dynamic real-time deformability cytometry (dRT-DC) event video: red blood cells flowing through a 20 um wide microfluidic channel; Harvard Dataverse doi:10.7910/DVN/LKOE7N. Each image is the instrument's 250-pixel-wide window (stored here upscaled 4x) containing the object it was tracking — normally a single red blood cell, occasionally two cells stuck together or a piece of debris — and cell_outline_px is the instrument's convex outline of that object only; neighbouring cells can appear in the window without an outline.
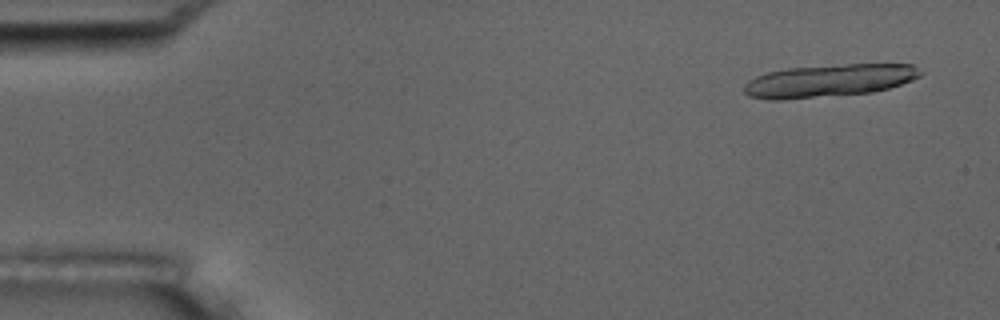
{"species": "common noctule bat (a hibernating species)", "species_latin": "Nyctalus noctula", "temperature_condition": "room temperature", "stored_images_in_passage": 6, "camera_frame_rate_fps": 3000, "um_per_image_px": 0.085, "animal": {"sex": "male", "body_mass_g": 17.5, "forearm_length_mm": 52.3}, "frame": {"image": 1, "passage_image": 1, "time_ms": 0.0, "image_size_px": [1000, 320], "cell_outline_px": [[924, 72], [920, 76], [912, 80], [888, 88], [872, 92], [780, 100], [772, 100], [748, 96], [744, 92], [744, 84], [748, 80], [756, 76], [768, 72], [788, 68], [848, 64], [912, 64]], "centroid_in_image_um": [70.46, 6.85], "position_along_channel_um": 14.5, "area_um2": 33.41}}